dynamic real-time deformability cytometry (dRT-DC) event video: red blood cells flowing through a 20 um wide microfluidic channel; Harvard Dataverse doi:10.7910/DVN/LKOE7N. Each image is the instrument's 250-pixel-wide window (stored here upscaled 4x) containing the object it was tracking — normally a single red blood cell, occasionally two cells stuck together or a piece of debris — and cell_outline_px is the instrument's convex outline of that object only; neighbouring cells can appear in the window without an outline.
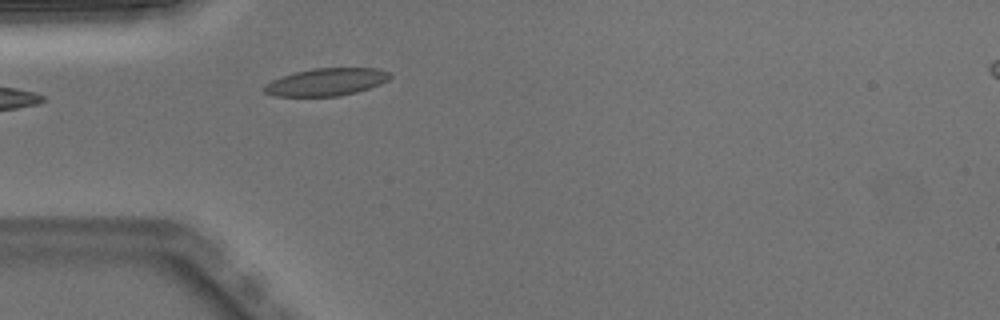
{"species": "Egyptian fruit bat (a non-hibernating species)", "species_latin": "Rousettus aegyptiacus", "temperature_condition": "warm", "stored_images_in_passage": 2, "camera_frame_rate_fps": 3000, "um_per_image_px": 0.085, "animal": {"sex": "male"}, "frame": {"image": 1, "passage_image": 2, "time_ms": 0.333, "image_size_px": [1000, 320], "cell_outline_px": [[392, 76], [388, 80], [380, 84], [356, 92], [336, 96], [276, 96], [264, 92], [260, 88], [264, 84], [272, 80], [296, 72], [312, 68], [380, 68], [388, 72]], "centroid_in_image_um": [27.72, 6.96], "position_along_channel_um": 57.3, "area_um2": 20.11}}